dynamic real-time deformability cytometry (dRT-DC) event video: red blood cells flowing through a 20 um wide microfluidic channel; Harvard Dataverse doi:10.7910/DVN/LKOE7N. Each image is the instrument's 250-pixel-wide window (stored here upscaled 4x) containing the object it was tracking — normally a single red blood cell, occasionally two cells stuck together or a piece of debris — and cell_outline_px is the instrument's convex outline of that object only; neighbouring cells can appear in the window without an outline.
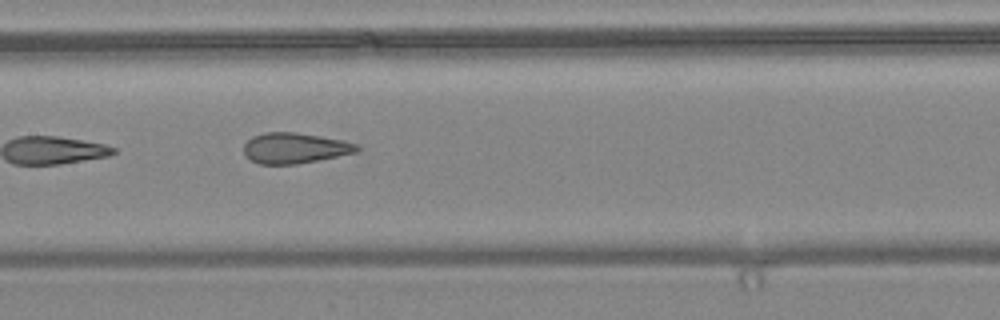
{"species": "common noctule bat (a hibernating species)", "species_latin": "Nyctalus noctula", "temperature_condition": "warm", "stored_images_in_passage": 7, "camera_frame_rate_fps": 3000, "um_per_image_px": 0.085, "animal": {"sex": "female", "body_mass_g": 24.6, "forearm_length_mm": 56.2}, "frame": {"image": 1, "passage_image": 7, "time_ms": 2.0, "image_size_px": [1000, 320], "cell_outline_px": [[360, 148], [356, 152], [296, 164], [260, 164], [252, 160], [244, 152], [244, 144], [252, 136], [264, 132], [296, 132], [320, 136], [340, 140], [356, 144]], "centroid_in_image_um": [25.02, 12.57], "position_along_channel_um": 182.4, "area_um2": 19.83}}